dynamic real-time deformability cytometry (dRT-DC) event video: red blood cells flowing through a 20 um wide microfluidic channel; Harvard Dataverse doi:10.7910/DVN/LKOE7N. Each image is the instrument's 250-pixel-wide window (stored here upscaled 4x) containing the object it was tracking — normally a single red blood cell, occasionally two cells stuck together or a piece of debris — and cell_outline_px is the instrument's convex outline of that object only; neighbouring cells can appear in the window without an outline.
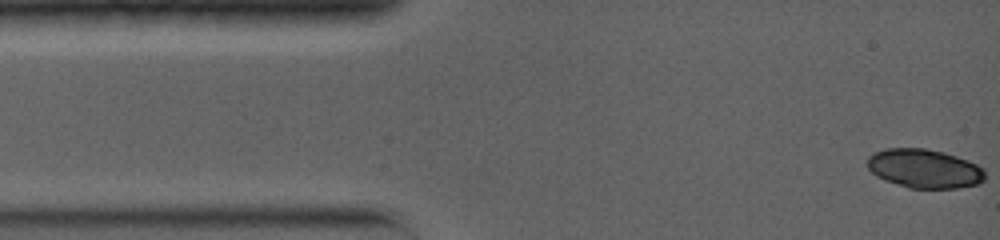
{"species": "common noctule bat (a hibernating species)", "species_latin": "Nyctalus noctula", "temperature_condition": "warm", "stored_images_in_passage": 7, "camera_frame_rate_fps": 5000, "um_per_image_px": 0.085, "animal": {"sex": "female", "body_mass_g": 19.0, "forearm_length_mm": 56.7}, "frame": {"image": 1, "passage_image": 1, "time_ms": 0.0, "image_size_px": [1000, 240], "cell_outline_px": [[984, 180], [980, 184], [960, 188], [908, 188], [884, 180], [876, 176], [868, 168], [868, 156], [876, 152], [888, 148], [924, 148], [944, 152], [968, 160], [984, 168]], "centroid_in_image_um": [78.59, 14.34], "position_along_channel_um": 6.4, "area_um2": 26.82}}